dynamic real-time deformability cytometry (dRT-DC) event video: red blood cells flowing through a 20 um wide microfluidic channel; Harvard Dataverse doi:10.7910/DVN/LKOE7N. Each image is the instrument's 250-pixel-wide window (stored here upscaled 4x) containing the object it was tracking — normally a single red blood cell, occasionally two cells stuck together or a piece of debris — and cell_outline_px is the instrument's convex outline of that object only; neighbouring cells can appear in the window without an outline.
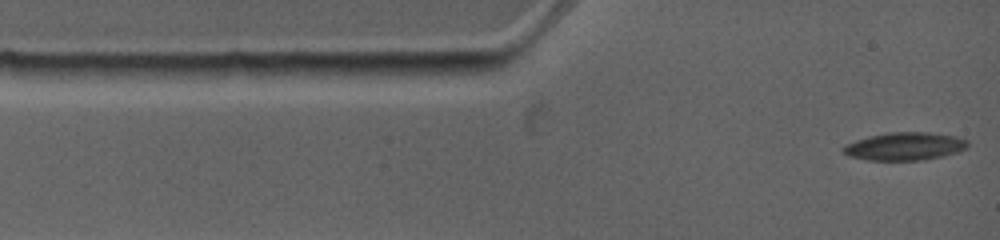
{"species": "common noctule bat (a hibernating species)", "species_latin": "Nyctalus noctula", "temperature_condition": "warm", "stored_images_in_passage": 98, "camera_frame_rate_fps": 4500, "um_per_image_px": 0.085, "animal": {"sex": "female", "body_mass_g": 19.0, "forearm_length_mm": 53.3}, "frame": {"image": 1, "passage_image": 1, "time_ms": 0.0, "image_size_px": [1000, 240], "cell_outline_px": [[968, 148], [944, 156], [924, 160], [868, 160], [848, 156], [840, 152], [840, 148], [844, 144], [868, 136], [888, 132], [928, 132], [956, 136], [968, 140]], "centroid_in_image_um": [76.86, 12.44], "position_along_channel_um": 8.1, "area_um2": 20.58}}
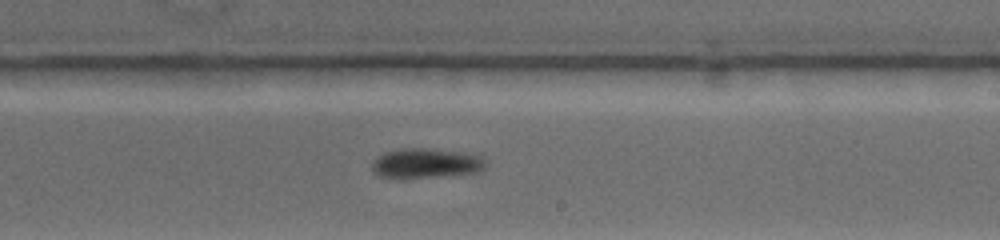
{"frame": {"image": 2, "passage_image": 42, "time_ms": 7.556, "image_size_px": [1000, 240], "cell_outline_px": [[488, 164], [484, 168], [476, 172], [404, 180], [396, 180], [380, 176], [372, 168], [372, 164], [384, 152], [400, 148], [432, 148], [460, 152], [480, 156]], "centroid_in_image_um": [36.18, 13.9], "position_along_channel_um": 252.8, "area_um2": 20.0}}
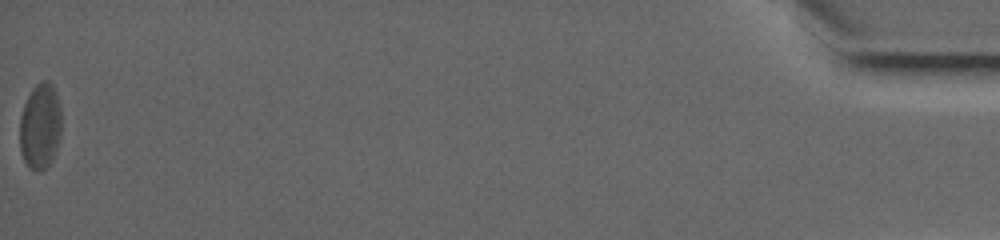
{"frame": {"image": 3, "passage_image": 97, "time_ms": 17.111, "image_size_px": [1000, 240], "cell_outline_px": [[60, 140], [52, 160], [44, 168], [28, 168], [20, 152], [20, 116], [24, 104], [32, 88], [36, 84], [44, 80], [48, 80], [52, 84], [56, 92], [60, 104]], "centroid_in_image_um": [3.42, 10.69], "position_along_channel_um": 431.8, "area_um2": 20.81}, "authors_computed_cell_mechanics": {"area_um2": 19.9988, "velocity_mm_per_s": 3.7512, "shape_relaxation_time_tau1_ms": 1.0819, "shape_relaxation_time_tau2_ms": 3.7312, "deformation_change_tau1": 0.089, "deformation_change_tau2": 0.0614}}